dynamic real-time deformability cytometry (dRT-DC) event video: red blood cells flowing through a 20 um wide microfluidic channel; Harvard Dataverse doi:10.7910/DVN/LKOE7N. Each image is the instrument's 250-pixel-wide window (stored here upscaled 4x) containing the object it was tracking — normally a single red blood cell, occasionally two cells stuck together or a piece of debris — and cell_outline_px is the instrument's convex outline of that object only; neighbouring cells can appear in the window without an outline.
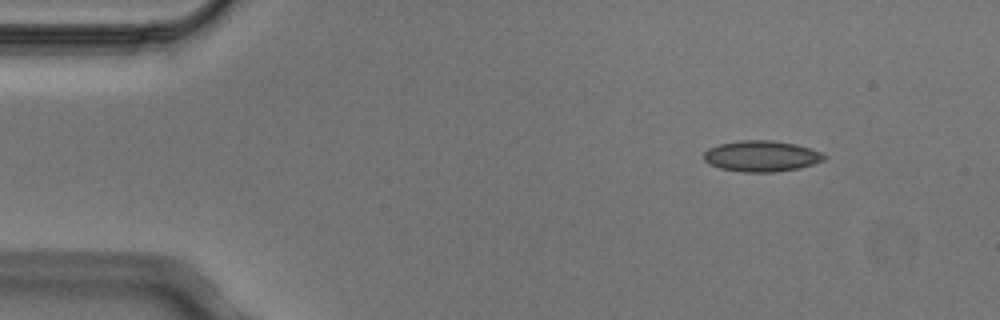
{"species": "Egyptian fruit bat (a non-hibernating species)", "species_latin": "Rousettus aegyptiacus", "temperature_condition": "cold", "stored_images_in_passage": 5, "camera_frame_rate_fps": 3000, "um_per_image_px": 0.085, "animal": {"sex": "male"}, "frame": {"image": 1, "passage_image": 2, "time_ms": 0.333, "image_size_px": [1000, 320], "cell_outline_px": [[828, 156], [824, 160], [800, 168], [776, 172], [744, 172], [720, 168], [708, 164], [704, 160], [704, 152], [708, 148], [720, 144], [740, 140], [768, 140], [796, 144], [820, 152]], "centroid_in_image_um": [64.71, 13.27], "position_along_channel_um": 20.3, "area_um2": 21.68}}
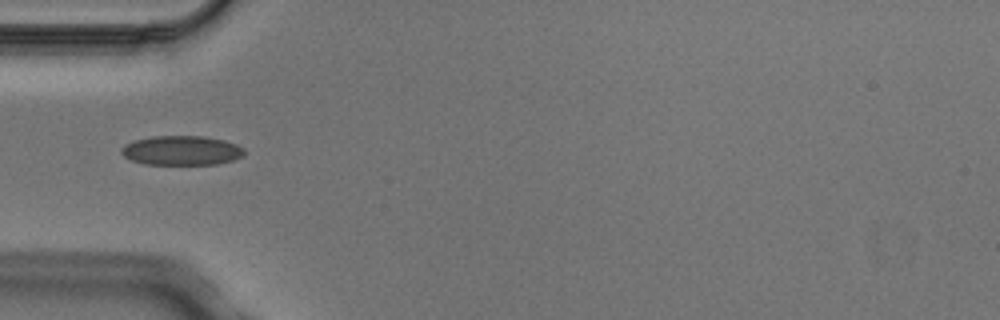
{"frame": {"image": 2, "passage_image": 5, "time_ms": 1.333, "image_size_px": [1000, 320], "cell_outline_px": [[244, 156], [232, 160], [216, 164], [144, 164], [132, 160], [124, 156], [120, 152], [120, 148], [136, 140], [152, 136], [204, 136], [224, 140], [236, 144], [244, 148]], "centroid_in_image_um": [15.45, 12.79], "position_along_channel_um": 69.5, "area_um2": 20.98}}